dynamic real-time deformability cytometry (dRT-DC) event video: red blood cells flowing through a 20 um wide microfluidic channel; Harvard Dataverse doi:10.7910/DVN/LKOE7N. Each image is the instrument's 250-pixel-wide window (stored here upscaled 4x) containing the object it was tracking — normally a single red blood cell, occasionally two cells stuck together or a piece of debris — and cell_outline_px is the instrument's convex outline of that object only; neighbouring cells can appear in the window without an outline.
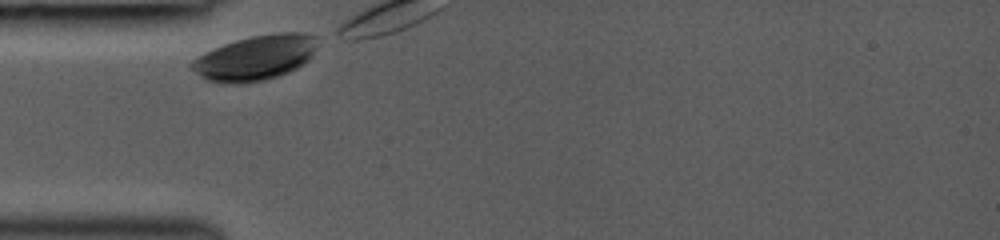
{"species": "common noctule bat (a hibernating species)", "species_latin": "Nyctalus noctula", "temperature_condition": "room temperature", "stored_images_in_passage": 7, "camera_frame_rate_fps": 3000, "um_per_image_px": 0.085, "animal": {"sex": "female", "body_mass_g": 19.0, "forearm_length_mm": 53.3}, "frame": {"image": 1, "passage_image": 1, "time_ms": 0.0, "image_size_px": [1000, 240], "cell_outline_px": [[316, 44], [312, 56], [304, 64], [288, 72], [264, 80], [240, 84], [232, 84], [204, 80], [188, 68], [188, 64], [192, 60], [204, 52], [224, 44], [236, 40], [252, 36], [276, 32], [300, 32], [316, 36]], "centroid_in_image_um": [21.65, 4.92], "position_along_channel_um": 63.4, "area_um2": 33.18}}
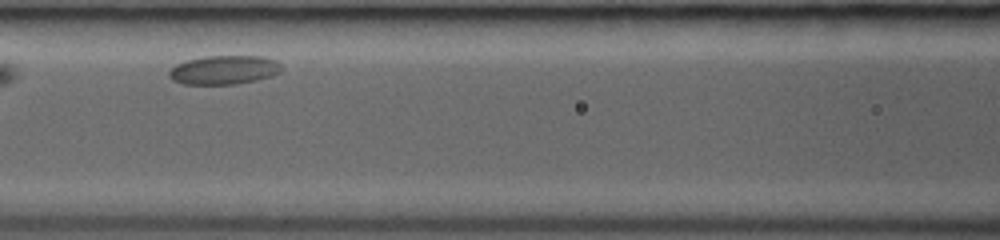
{"frame": {"image": 2, "passage_image": 5, "time_ms": 3.0, "image_size_px": [1000, 240], "cell_outline_px": [[284, 68], [280, 72], [272, 76], [256, 80], [236, 84], [184, 84], [172, 80], [168, 76], [168, 72], [176, 64], [188, 60], [204, 56], [264, 56], [276, 60]], "centroid_in_image_um": [19.07, 5.94], "position_along_channel_um": 147.5, "area_um2": 19.07}}
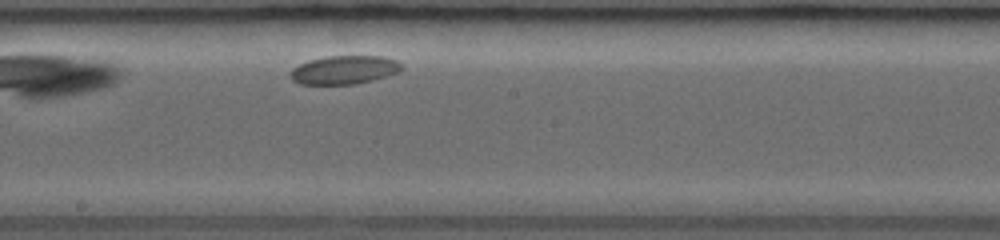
{"frame": {"image": 3, "passage_image": 7, "time_ms": 5.0, "image_size_px": [1000, 240], "cell_outline_px": [[404, 68], [400, 72], [372, 80], [356, 84], [300, 84], [292, 80], [288, 76], [292, 68], [308, 60], [324, 56], [384, 56], [396, 60]], "centroid_in_image_um": [29.24, 5.93], "position_along_channel_um": 219.0, "area_um2": 18.67}}